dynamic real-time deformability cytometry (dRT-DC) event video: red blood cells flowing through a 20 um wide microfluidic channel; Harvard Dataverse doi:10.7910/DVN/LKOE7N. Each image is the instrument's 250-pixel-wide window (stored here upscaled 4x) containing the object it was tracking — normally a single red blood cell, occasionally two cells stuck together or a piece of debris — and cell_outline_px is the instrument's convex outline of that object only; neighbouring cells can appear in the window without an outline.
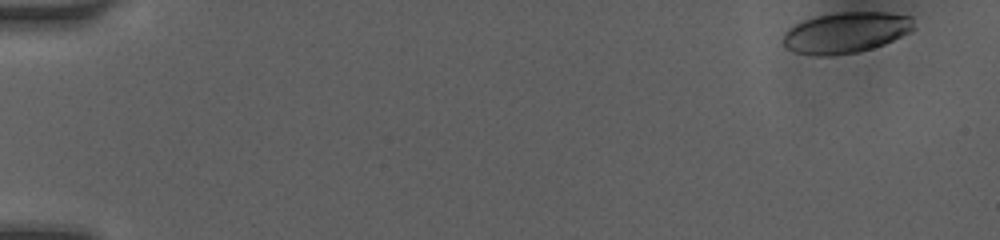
{"species": "human", "species_latin": "Homo sapiens", "temperature_condition": "room temperature", "stored_images_in_passage": 9, "camera_frame_rate_fps": 3000, "um_per_image_px": 0.085, "donor": {"sex": "female"}, "frame": {"image": 1, "passage_image": 1, "time_ms": 0.0, "image_size_px": [1000, 240], "cell_outline_px": [[916, 28], [884, 44], [872, 48], [856, 52], [824, 56], [816, 56], [796, 52], [788, 48], [784, 44], [784, 32], [788, 28], [804, 20], [816, 16], [836, 12], [888, 12], [912, 16]], "centroid_in_image_um": [71.92, 2.75], "position_along_channel_um": 13.1, "area_um2": 31.04}}
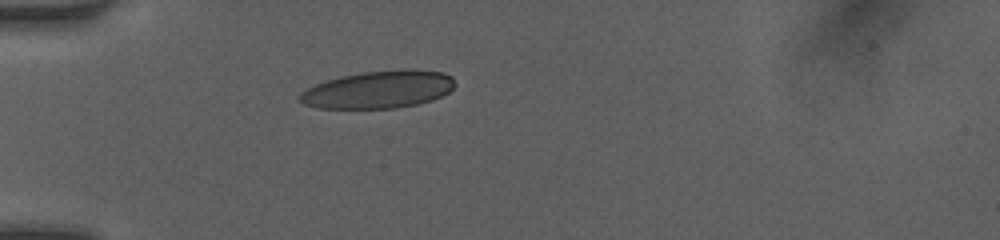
{"frame": {"image": 2, "passage_image": 6, "time_ms": 4.333, "image_size_px": [1000, 240], "cell_outline_px": [[456, 84], [448, 92], [432, 100], [416, 104], [396, 108], [316, 108], [304, 104], [296, 96], [300, 92], [316, 84], [340, 76], [364, 72], [408, 68], [412, 68], [444, 72], [452, 76]], "centroid_in_image_um": [32.19, 7.6], "position_along_channel_um": 52.8, "area_um2": 34.1}}
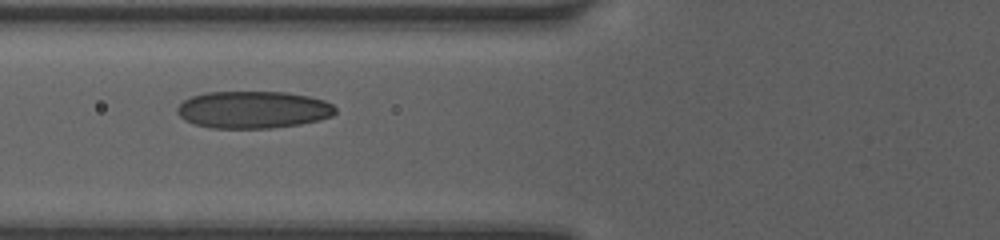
{"frame": {"image": 3, "passage_image": 8, "time_ms": 6.0, "image_size_px": [1000, 240], "cell_outline_px": [[336, 112], [332, 116], [320, 120], [300, 124], [272, 128], [212, 128], [196, 124], [184, 120], [176, 112], [176, 108], [184, 100], [192, 96], [204, 92], [288, 92], [308, 96], [324, 100], [332, 104], [336, 108]], "centroid_in_image_um": [21.52, 9.32], "position_along_channel_um": 104.3, "area_um2": 34.45}}